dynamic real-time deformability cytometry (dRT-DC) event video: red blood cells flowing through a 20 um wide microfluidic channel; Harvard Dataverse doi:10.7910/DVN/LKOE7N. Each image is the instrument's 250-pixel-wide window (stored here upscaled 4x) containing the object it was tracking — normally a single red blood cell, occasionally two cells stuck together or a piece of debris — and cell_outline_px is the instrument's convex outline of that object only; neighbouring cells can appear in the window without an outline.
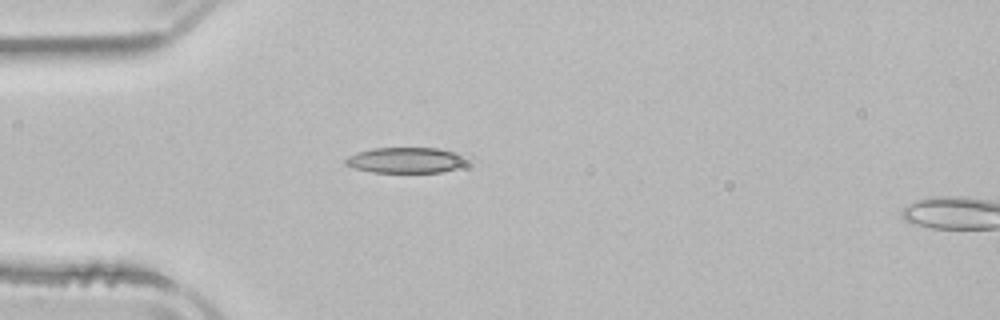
{"species": "common noctule bat (a hibernating species)", "species_latin": "Nyctalus noctula", "temperature_condition": "room temperature", "stored_images_in_passage": 5, "camera_frame_rate_fps": 3000, "um_per_image_px": 0.085, "animal": {"sex": "male", "body_mass_g": 21.5, "forearm_length_mm": 52.0}, "frame": {"image": 1, "passage_image": 5, "time_ms": 6.667, "image_size_px": [1000, 320], "cell_outline_px": [[472, 160], [456, 168], [440, 172], [372, 172], [356, 168], [344, 164], [344, 160], [348, 156], [356, 152], [372, 148], [436, 148], [464, 152], [472, 156]], "centroid_in_image_um": [34.62, 13.59], "position_along_channel_um": 50.4, "area_um2": 18.67}}